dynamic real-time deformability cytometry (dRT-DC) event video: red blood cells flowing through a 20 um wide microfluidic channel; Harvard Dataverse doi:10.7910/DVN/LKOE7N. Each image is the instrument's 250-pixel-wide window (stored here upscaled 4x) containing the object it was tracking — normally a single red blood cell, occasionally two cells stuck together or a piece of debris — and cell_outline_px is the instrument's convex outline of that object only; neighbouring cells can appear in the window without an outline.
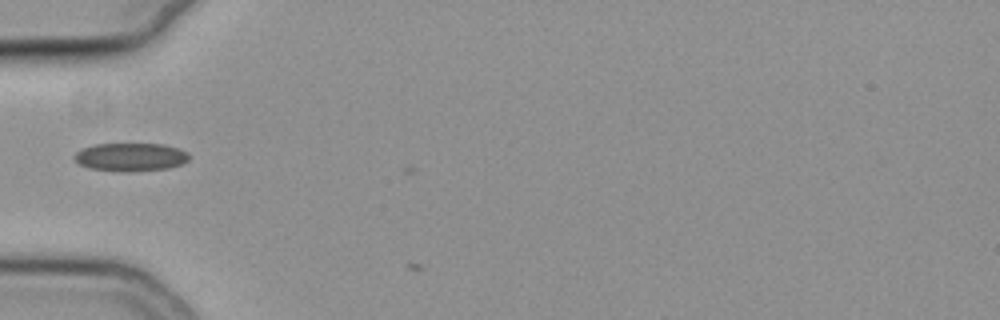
{"species": "common noctule bat (a hibernating species)", "species_latin": "Nyctalus noctula", "temperature_condition": "cold", "stored_images_in_passage": 4, "camera_frame_rate_fps": 3000, "um_per_image_px": 0.085, "animal": {"sex": "female", "body_mass_g": 19.3, "forearm_length_mm": 54.1}, "frame": {"image": 1, "passage_image": 3, "time_ms": 0.667, "image_size_px": [1000, 320], "cell_outline_px": [[192, 156], [188, 160], [180, 164], [168, 168], [136, 172], [120, 172], [88, 168], [80, 164], [72, 156], [76, 152], [84, 148], [96, 144], [160, 144], [176, 148], [188, 152]], "centroid_in_image_um": [11.1, 13.36], "position_along_channel_um": 73.9, "area_um2": 18.96}}